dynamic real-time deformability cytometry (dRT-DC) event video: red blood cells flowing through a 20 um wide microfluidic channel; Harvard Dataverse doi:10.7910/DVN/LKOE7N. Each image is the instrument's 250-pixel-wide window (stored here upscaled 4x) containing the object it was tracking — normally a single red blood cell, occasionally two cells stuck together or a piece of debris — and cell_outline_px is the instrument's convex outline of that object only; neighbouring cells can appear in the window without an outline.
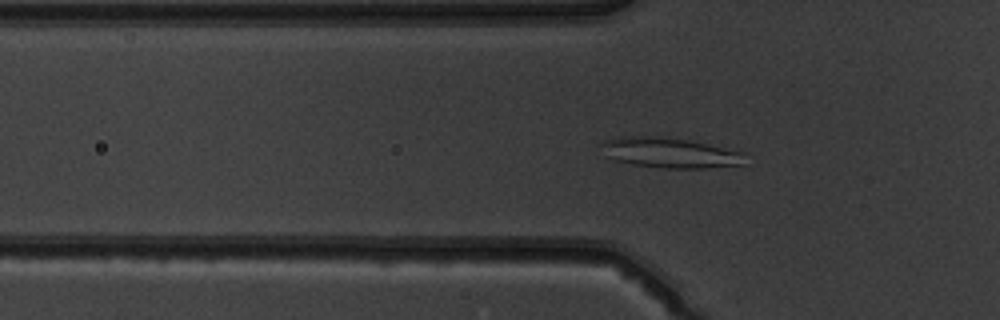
{"species": "common noctule bat (a hibernating species)", "species_latin": "Nyctalus noctula", "temperature_condition": "warm", "stored_images_in_passage": 49, "camera_frame_rate_fps": 3000, "um_per_image_px": 0.085, "animal": {"sex": "male", "body_mass_g": 19.5, "forearm_length_mm": 54.6}, "frame": {"image": 1, "passage_image": 15, "time_ms": 4.667, "image_size_px": [1000, 320], "cell_outline_px": [[744, 164], [704, 168], [664, 168], [632, 164], [616, 160], [604, 156], [600, 144], [604, 140], [624, 136], [656, 136], [688, 140], [744, 152]], "centroid_in_image_um": [56.89, 12.98], "position_along_channel_um": 68.9, "area_um2": 25.2}}
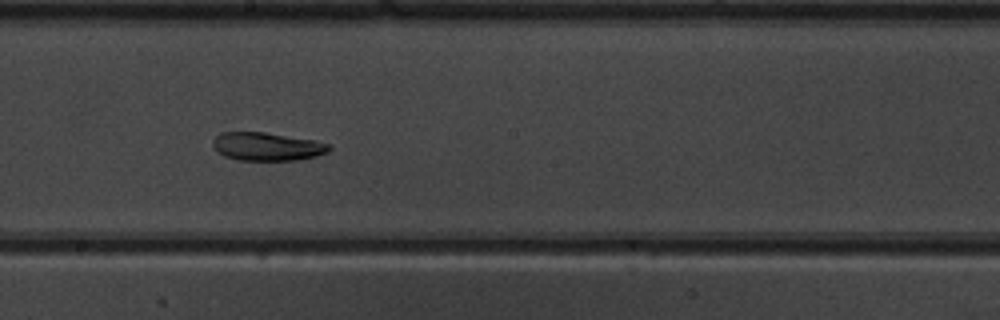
{"frame": {"image": 2, "passage_image": 27, "time_ms": 8.667, "image_size_px": [1000, 320], "cell_outline_px": [[332, 148], [328, 152], [316, 156], [296, 160], [240, 160], [224, 156], [216, 152], [212, 148], [212, 140], [220, 132], [264, 132], [316, 140], [328, 144]], "centroid_in_image_um": [22.67, 12.45], "position_along_channel_um": 225.5, "area_um2": 19.31}}
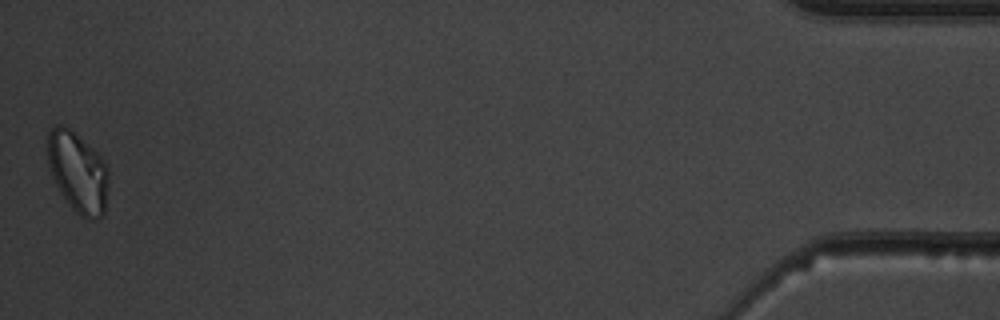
{"frame": {"image": 3, "passage_image": 49, "time_ms": 16.0, "image_size_px": [1000, 320], "cell_outline_px": [[108, 180], [104, 212], [96, 220], [88, 220], [80, 216], [68, 204], [60, 192], [52, 176], [48, 164], [48, 132], [56, 124], [60, 124], [76, 132], [104, 160], [108, 168]], "centroid_in_image_um": [6.61, 14.63], "position_along_channel_um": 428.6, "area_um2": 28.61}, "authors_computed_cell_mechanics": {"area_um2": 23.2934, "velocity_mm_per_s": 3.9447, "shape_relaxation_time_tau1_ms": 5.211, "shape_relaxation_time_tau2_ms": 5.4654, "deformation_change_tau1": 0.171, "deformation_change_tau2": 0.0995}}